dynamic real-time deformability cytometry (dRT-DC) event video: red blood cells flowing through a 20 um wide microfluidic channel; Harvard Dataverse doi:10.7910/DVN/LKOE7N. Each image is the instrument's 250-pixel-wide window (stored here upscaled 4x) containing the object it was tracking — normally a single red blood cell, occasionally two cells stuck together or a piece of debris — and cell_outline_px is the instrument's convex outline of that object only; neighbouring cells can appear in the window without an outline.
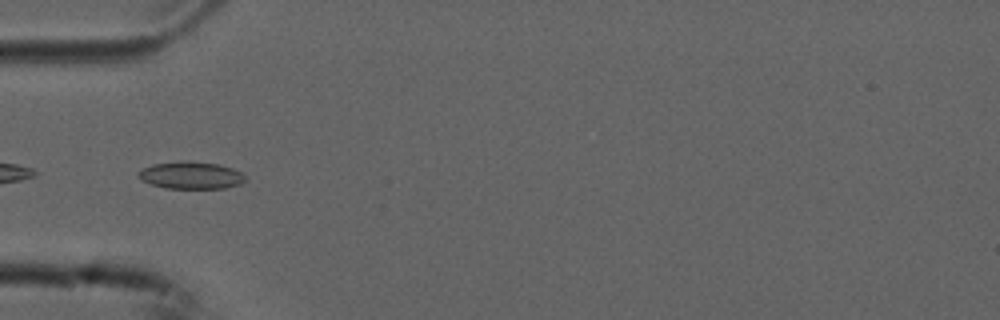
{"species": "common noctule bat (a hibernating species)", "species_latin": "Nyctalus noctula", "temperature_condition": "cold", "stored_images_in_passage": 5, "camera_frame_rate_fps": 3000, "um_per_image_px": 0.085, "animal": {"sex": "male", "forearm_length_mm": 52.5}, "frame": {"image": 1, "passage_image": 4, "time_ms": 1.0, "image_size_px": [1000, 320], "cell_outline_px": [[244, 180], [240, 184], [224, 188], [168, 188], [152, 184], [136, 176], [136, 172], [152, 164], [180, 160], [188, 160], [220, 164], [232, 168], [240, 172], [244, 176]], "centroid_in_image_um": [16.21, 14.87], "position_along_channel_um": 68.8, "area_um2": 16.99}}
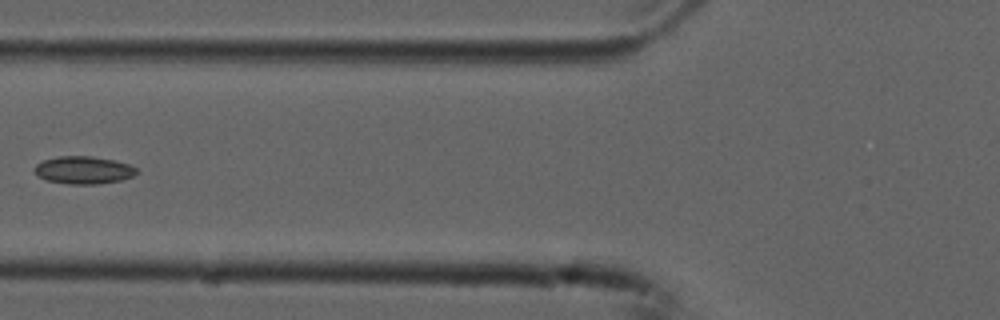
{"frame": {"image": 2, "passage_image": 5, "time_ms": 1.333, "image_size_px": [1000, 320], "cell_outline_px": [[136, 172], [132, 176], [120, 180], [96, 184], [68, 184], [44, 180], [32, 168], [36, 164], [44, 160], [60, 156], [92, 156], [112, 160], [128, 164], [136, 168]], "centroid_in_image_um": [7.06, 14.46], "position_along_channel_um": 118.7, "area_um2": 16.24}}